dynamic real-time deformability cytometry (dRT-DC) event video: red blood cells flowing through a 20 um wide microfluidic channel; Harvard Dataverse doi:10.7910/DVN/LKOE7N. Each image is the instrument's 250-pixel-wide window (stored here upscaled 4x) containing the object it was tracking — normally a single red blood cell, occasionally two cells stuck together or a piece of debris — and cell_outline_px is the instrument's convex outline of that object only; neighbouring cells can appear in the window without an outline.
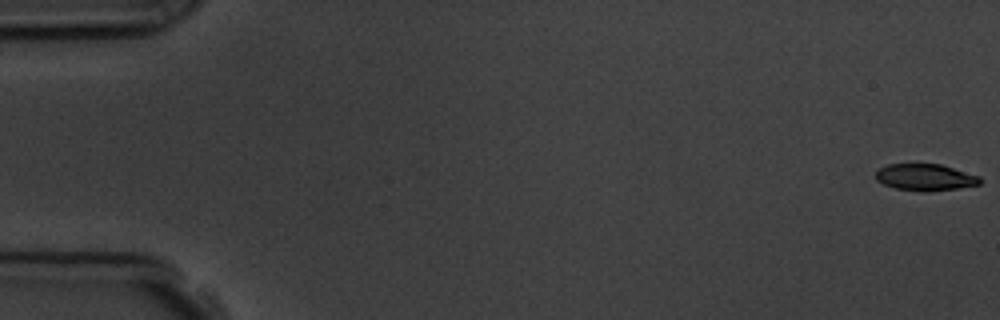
{"species": "common noctule bat (a hibernating species)", "species_latin": "Nyctalus noctula", "temperature_condition": "room temperature", "stored_images_in_passage": 3, "camera_frame_rate_fps": 3000, "um_per_image_px": 0.085, "animal": {"sex": "male", "body_mass_g": 19.5, "forearm_length_mm": 54.6}, "frame": {"image": 1, "passage_image": 1, "time_ms": 0.0, "image_size_px": [1000, 320], "cell_outline_px": [[984, 180], [980, 184], [956, 188], [920, 192], [896, 188], [884, 184], [876, 180], [876, 172], [880, 168], [888, 164], [916, 160], [940, 164], [980, 176]], "centroid_in_image_um": [78.62, 15.01], "position_along_channel_um": 6.4, "area_um2": 16.88}}